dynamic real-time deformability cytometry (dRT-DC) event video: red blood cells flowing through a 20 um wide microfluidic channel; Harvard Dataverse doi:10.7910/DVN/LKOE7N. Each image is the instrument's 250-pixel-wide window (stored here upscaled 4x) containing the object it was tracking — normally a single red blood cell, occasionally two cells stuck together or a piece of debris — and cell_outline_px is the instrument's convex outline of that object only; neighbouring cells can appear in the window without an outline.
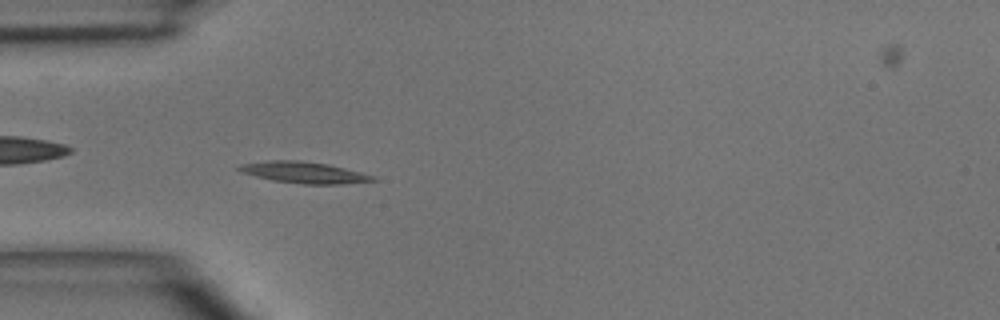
{"species": "common noctule bat (a hibernating species)", "species_latin": "Nyctalus noctula", "temperature_condition": "room temperature", "stored_images_in_passage": 4, "camera_frame_rate_fps": 3000, "um_per_image_px": 0.085, "animal": {"sex": "male", "body_mass_g": 15.6}, "frame": {"image": 1, "passage_image": 4, "time_ms": 3.667, "image_size_px": [1000, 320], "cell_outline_px": [[376, 180], [340, 184], [304, 184], [272, 180], [240, 172], [236, 168], [240, 164], [268, 160], [300, 160], [328, 164], [360, 172], [372, 176]], "centroid_in_image_um": [25.76, 14.65], "position_along_channel_um": 59.2, "area_um2": 16.47}}